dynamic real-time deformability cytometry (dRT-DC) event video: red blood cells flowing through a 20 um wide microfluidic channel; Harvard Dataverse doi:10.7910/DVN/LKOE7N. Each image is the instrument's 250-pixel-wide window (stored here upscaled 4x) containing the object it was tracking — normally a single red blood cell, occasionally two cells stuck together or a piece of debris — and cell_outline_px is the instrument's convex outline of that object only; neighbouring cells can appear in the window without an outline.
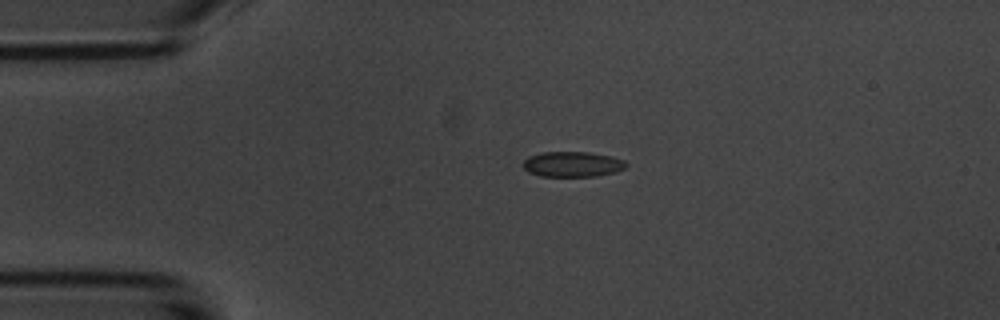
{"species": "common noctule bat (a hibernating species)", "species_latin": "Nyctalus noctula", "temperature_condition": "room temperature", "stored_images_in_passage": 5, "camera_frame_rate_fps": 3000, "um_per_image_px": 0.085, "animal": {"sex": "male", "body_mass_g": 20.1, "forearm_length_mm": 53.5}, "frame": {"image": 1, "passage_image": 5, "time_ms": 5.667, "image_size_px": [1000, 320], "cell_outline_px": [[628, 164], [624, 168], [616, 172], [596, 176], [540, 176], [528, 172], [524, 168], [524, 160], [528, 156], [540, 152], [588, 152], [612, 156], [624, 160]], "centroid_in_image_um": [48.66, 13.95], "position_along_channel_um": 36.3, "area_um2": 15.26}}